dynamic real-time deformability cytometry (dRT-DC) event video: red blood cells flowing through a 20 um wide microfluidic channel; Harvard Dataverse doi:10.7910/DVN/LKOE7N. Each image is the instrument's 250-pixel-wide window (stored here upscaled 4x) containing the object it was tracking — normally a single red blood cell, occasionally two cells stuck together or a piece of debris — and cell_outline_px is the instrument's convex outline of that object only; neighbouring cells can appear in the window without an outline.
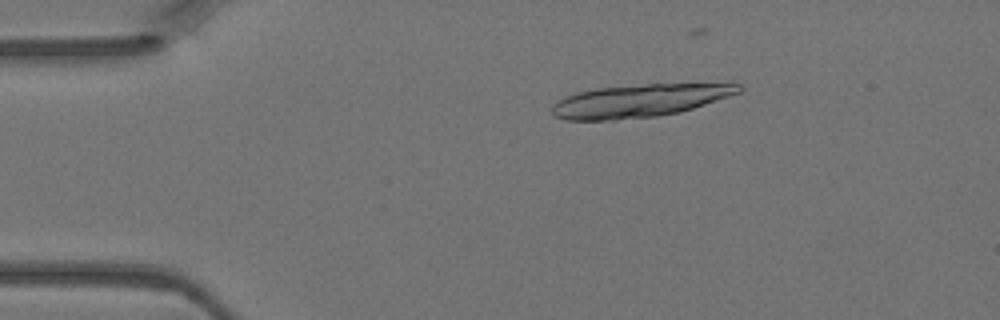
{"species": "Egyptian fruit bat (a non-hibernating species)", "species_latin": "Rousettus aegyptiacus", "temperature_condition": "warm", "stored_images_in_passage": 4, "camera_frame_rate_fps": 3000, "um_per_image_px": 0.085, "animal": {"sex": "female"}, "frame": {"image": 1, "passage_image": 2, "time_ms": 0.333, "image_size_px": [1000, 320], "cell_outline_px": [[744, 88], [740, 92], [680, 112], [656, 116], [616, 120], [564, 120], [552, 116], [552, 104], [556, 100], [576, 92], [596, 88], [648, 84], [740, 84]], "centroid_in_image_um": [54.26, 8.57], "position_along_channel_um": 30.7, "area_um2": 35.55}}
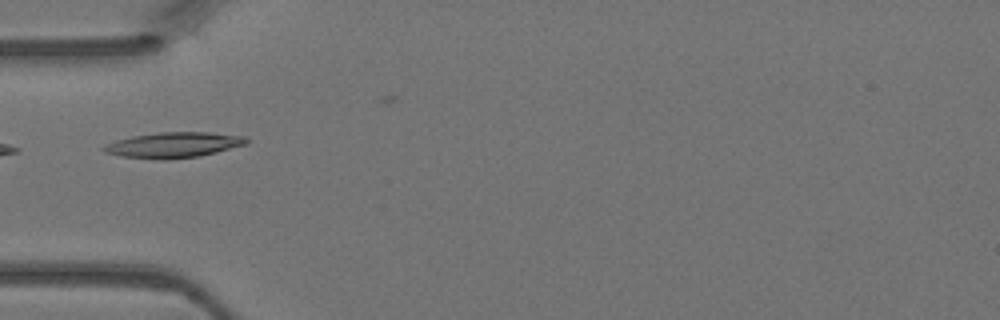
{"frame": {"image": 2, "passage_image": 4, "time_ms": 1.0, "image_size_px": [1000, 320], "cell_outline_px": [[248, 144], [200, 156], [164, 160], [120, 156], [104, 152], [100, 148], [104, 144], [116, 140], [132, 136], [160, 132], [208, 132], [244, 136], [248, 140]], "centroid_in_image_um": [14.72, 12.32], "position_along_channel_um": 70.3, "area_um2": 21.27}}